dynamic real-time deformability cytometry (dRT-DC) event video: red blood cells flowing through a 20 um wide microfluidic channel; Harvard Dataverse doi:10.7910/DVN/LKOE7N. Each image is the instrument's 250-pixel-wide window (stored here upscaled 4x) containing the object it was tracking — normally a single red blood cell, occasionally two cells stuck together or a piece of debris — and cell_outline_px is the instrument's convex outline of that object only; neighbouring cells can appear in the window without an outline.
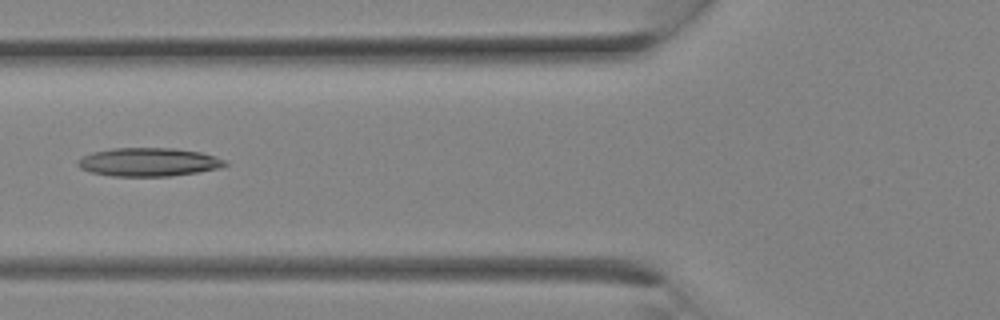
{"species": "Egyptian fruit bat (a non-hibernating species)", "species_latin": "Rousettus aegyptiacus", "temperature_condition": "room temperature", "stored_images_in_passage": 9, "camera_frame_rate_fps": 3000, "um_per_image_px": 0.085, "animal": {"sex": "female"}, "frame": {"image": 1, "passage_image": 8, "time_ms": 2.333, "image_size_px": [1000, 320], "cell_outline_px": [[228, 164], [220, 168], [172, 176], [112, 176], [92, 172], [80, 168], [76, 164], [76, 160], [92, 152], [112, 148], [176, 148], [200, 152], [228, 160]], "centroid_in_image_um": [12.64, 13.77], "position_along_channel_um": 113.2, "area_um2": 24.51}}